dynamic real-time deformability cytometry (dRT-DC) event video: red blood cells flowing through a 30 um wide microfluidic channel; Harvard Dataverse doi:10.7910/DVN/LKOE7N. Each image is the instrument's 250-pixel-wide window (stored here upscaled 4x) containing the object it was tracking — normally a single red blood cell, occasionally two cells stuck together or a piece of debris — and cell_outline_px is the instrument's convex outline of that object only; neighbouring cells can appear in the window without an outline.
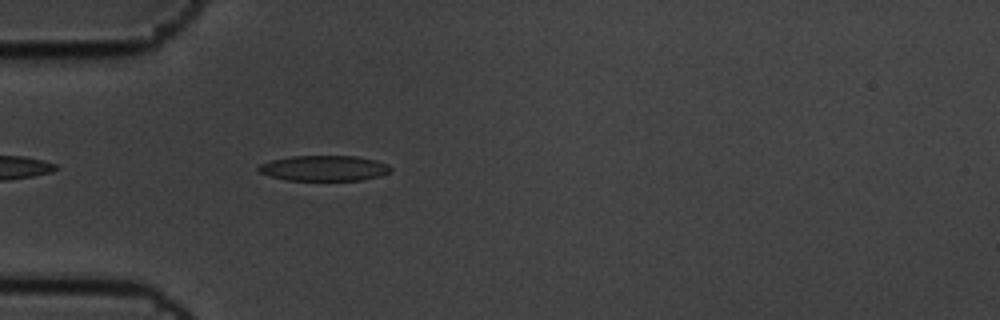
{"species": "common noctule bat (a hibernating species)", "species_latin": "Nyctalus noctula", "temperature_condition": "cold", "stored_images_in_passage": 5, "camera_frame_rate_fps": 3000, "um_per_image_px": 0.085, "animal": {"sex": "male", "body_mass_g": 19.5, "forearm_length_mm": 54.6}, "frame": {"image": 1, "passage_image": 5, "time_ms": 1.333, "image_size_px": [1000, 320], "cell_outline_px": [[392, 168], [388, 172], [380, 176], [360, 180], [284, 180], [260, 172], [256, 168], [260, 164], [272, 160], [292, 156], [356, 156], [376, 160], [388, 164]], "centroid_in_image_um": [27.56, 14.29], "position_along_channel_um": 57.4, "area_um2": 19.48}}